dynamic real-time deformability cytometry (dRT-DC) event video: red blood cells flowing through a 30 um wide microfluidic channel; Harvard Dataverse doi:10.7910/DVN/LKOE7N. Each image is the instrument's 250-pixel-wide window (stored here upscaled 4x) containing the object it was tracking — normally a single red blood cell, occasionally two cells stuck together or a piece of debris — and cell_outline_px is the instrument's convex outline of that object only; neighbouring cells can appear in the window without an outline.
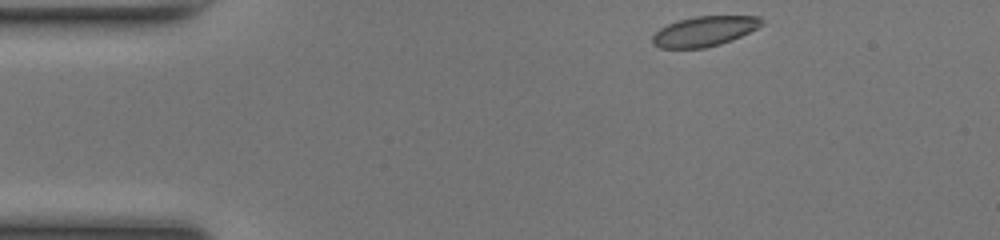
{"species": "common noctule bat (a hibernating species)", "species_latin": "Nyctalus noctula", "temperature_condition": "room temperature", "stored_images_in_passage": 43, "camera_frame_rate_fps": 3000, "um_per_image_px": 0.085, "animal": {"sex": "female", "body_mass_g": 17.0, "forearm_length_mm": 48.0}, "frame": {"image": 1, "passage_image": 1, "time_ms": 0.0, "image_size_px": [1000, 240], "cell_outline_px": [[764, 24], [732, 40], [720, 44], [704, 48], [660, 48], [652, 44], [652, 36], [660, 28], [676, 20], [696, 16], [760, 16], [764, 20]], "centroid_in_image_um": [59.86, 2.65], "position_along_channel_um": 25.1, "area_um2": 19.13}}
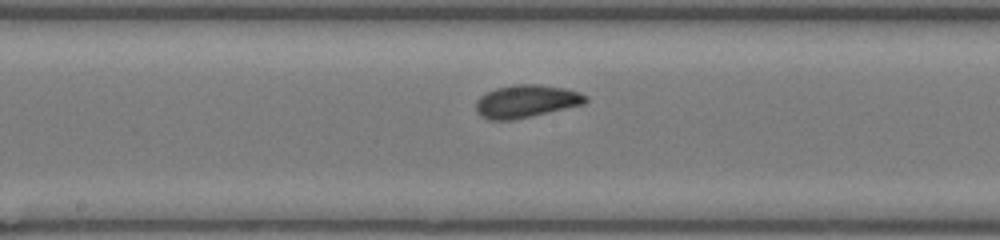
{"frame": {"image": 2, "passage_image": 19, "time_ms": 6.0, "image_size_px": [1000, 240], "cell_outline_px": [[588, 100], [584, 104], [532, 116], [512, 120], [488, 120], [480, 116], [476, 112], [476, 100], [480, 96], [496, 88], [516, 84], [540, 84], [564, 88], [580, 92], [588, 96]], "centroid_in_image_um": [44.72, 8.61], "position_along_channel_um": 203.5, "area_um2": 21.04}}
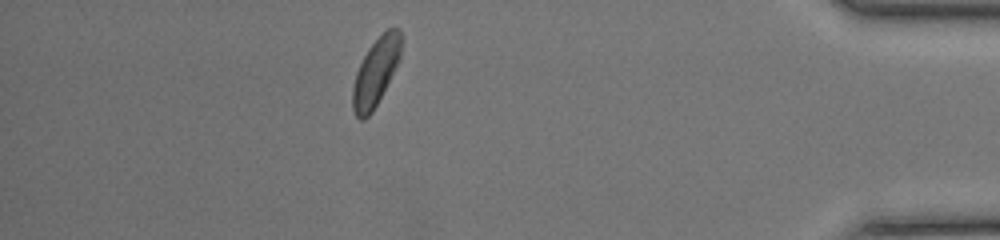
{"frame": {"image": 3, "passage_image": 37, "time_ms": 12.0, "image_size_px": [1000, 240], "cell_outline_px": [[404, 36], [400, 60], [372, 112], [364, 120], [360, 120], [356, 116], [352, 108], [352, 88], [356, 72], [368, 48], [388, 28], [400, 28]], "centroid_in_image_um": [31.97, 6.09], "position_along_channel_um": 403.2, "area_um2": 19.25}, "authors_computed_cell_mechanics": {"area_um2": 19.9988, "velocity_mm_per_s": 4.157, "shape_relaxation_time_tau1_ms": 2.1448, "shape_relaxation_time_tau2_ms": 1.3625, "deformation_change_tau1": 0.0964, "deformation_change_tau2": 0.0595}}